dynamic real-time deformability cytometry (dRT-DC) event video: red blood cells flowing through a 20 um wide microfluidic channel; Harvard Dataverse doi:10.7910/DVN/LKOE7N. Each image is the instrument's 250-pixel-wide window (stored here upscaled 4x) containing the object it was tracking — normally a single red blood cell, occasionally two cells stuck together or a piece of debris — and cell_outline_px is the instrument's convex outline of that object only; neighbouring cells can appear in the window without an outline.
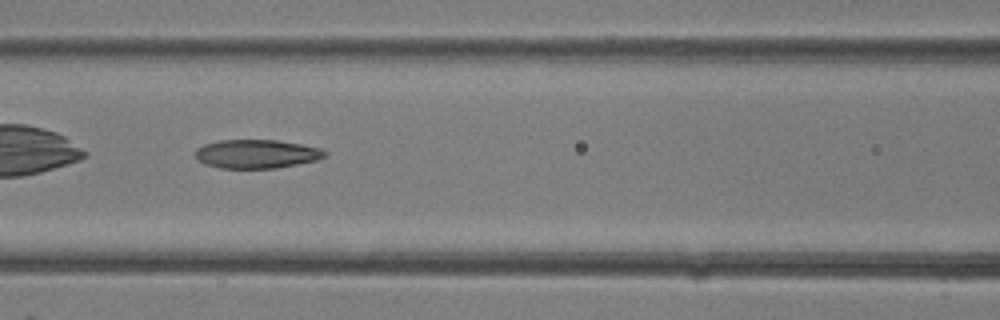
{"species": "common noctule bat (a hibernating species)", "species_latin": "Nyctalus noctula", "temperature_condition": "room temperature", "stored_images_in_passage": 28, "camera_frame_rate_fps": 3000, "um_per_image_px": 0.085, "animal": {"sex": "female"}, "frame": {"image": 1, "passage_image": 9, "time_ms": 2.667, "image_size_px": [1000, 320], "cell_outline_px": [[328, 156], [316, 160], [276, 168], [220, 168], [204, 164], [196, 160], [196, 148], [204, 144], [220, 140], [276, 140], [300, 144], [320, 148], [328, 152]], "centroid_in_image_um": [21.8, 13.08], "position_along_channel_um": 144.8, "area_um2": 21.73}}
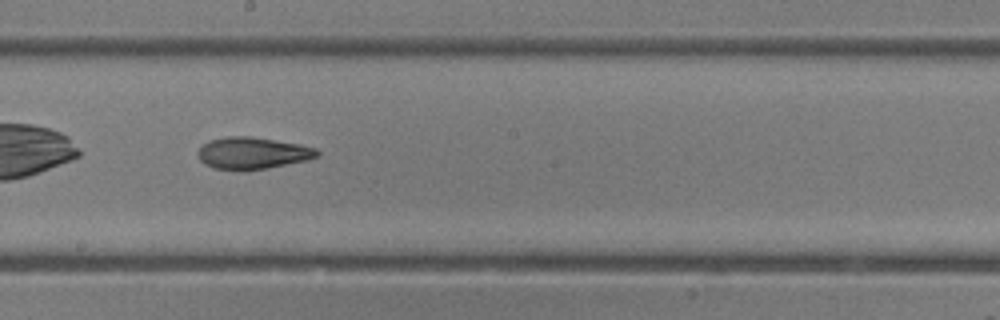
{"frame": {"image": 2, "passage_image": 13, "time_ms": 4.0, "image_size_px": [1000, 320], "cell_outline_px": [[320, 156], [308, 160], [268, 168], [244, 172], [212, 168], [204, 164], [200, 160], [196, 152], [208, 140], [228, 136], [248, 136], [300, 144], [316, 148], [320, 152]], "centroid_in_image_um": [21.46, 13.04], "position_along_channel_um": 226.7, "area_um2": 22.6}}